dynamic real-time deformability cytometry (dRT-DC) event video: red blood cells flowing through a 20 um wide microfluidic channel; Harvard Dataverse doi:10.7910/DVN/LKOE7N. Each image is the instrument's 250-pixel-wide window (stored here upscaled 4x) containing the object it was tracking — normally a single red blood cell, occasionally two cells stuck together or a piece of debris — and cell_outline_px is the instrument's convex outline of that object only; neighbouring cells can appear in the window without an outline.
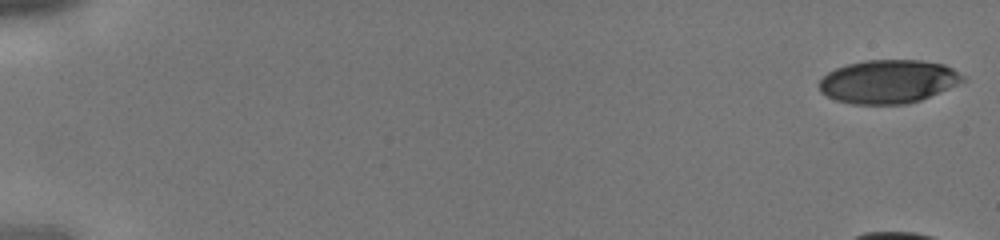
{"species": "human", "species_latin": "Homo sapiens", "temperature_condition": "cold", "stored_images_in_passage": 12, "camera_frame_rate_fps": 3000, "um_per_image_px": 0.085, "donor": {"sex": "male"}, "frame": {"image": 1, "passage_image": 1, "time_ms": 0.0, "image_size_px": [1000, 240], "cell_outline_px": [[964, 80], [940, 92], [920, 100], [904, 104], [852, 104], [836, 100], [820, 92], [820, 80], [828, 72], [836, 68], [848, 64], [864, 60], [920, 60], [944, 64], [952, 68], [964, 76]], "centroid_in_image_um": [75.49, 6.93], "position_along_channel_um": 9.5, "area_um2": 36.13}}